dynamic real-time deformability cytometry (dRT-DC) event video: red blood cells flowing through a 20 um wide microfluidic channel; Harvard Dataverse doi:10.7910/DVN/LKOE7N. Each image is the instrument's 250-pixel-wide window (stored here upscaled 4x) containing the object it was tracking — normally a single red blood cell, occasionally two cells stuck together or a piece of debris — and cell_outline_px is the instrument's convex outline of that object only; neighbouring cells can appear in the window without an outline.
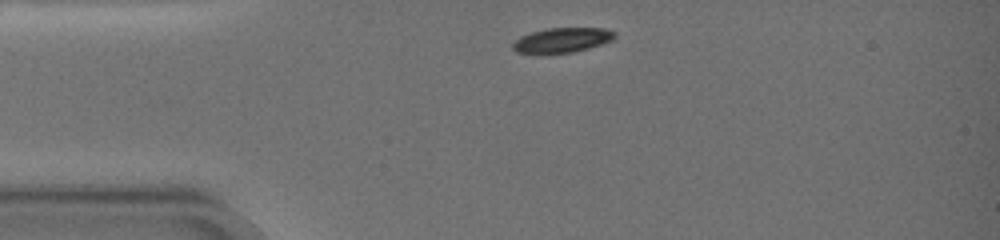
{"species": "common noctule bat (a hibernating species)", "species_latin": "Nyctalus noctula", "temperature_condition": "warm", "stored_images_in_passage": 68, "camera_frame_rate_fps": 3000, "um_per_image_px": 0.085, "animal": {"sex": "female", "body_mass_g": 19.0, "forearm_length_mm": 51.5}, "frame": {"image": 1, "passage_image": 1, "time_ms": 0.0, "image_size_px": [1000, 240], "cell_outline_px": [[616, 36], [612, 40], [604, 44], [572, 52], [536, 56], [516, 52], [512, 48], [512, 44], [520, 36], [532, 32], [548, 28], [604, 28], [616, 32]], "centroid_in_image_um": [47.73, 3.45], "position_along_channel_um": 37.3, "area_um2": 15.26}}
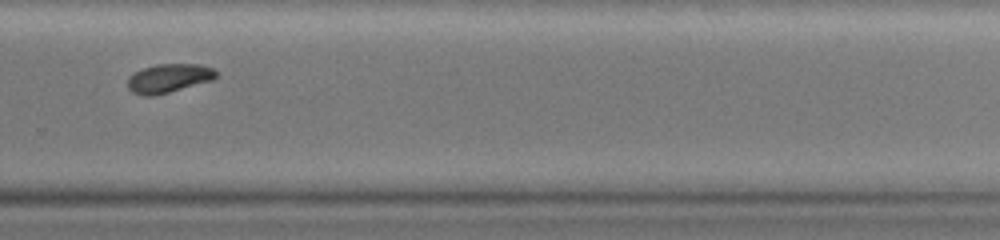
{"frame": {"image": 2, "passage_image": 53, "time_ms": 9.0, "image_size_px": [1000, 240], "cell_outline_px": [[220, 72], [212, 80], [156, 96], [144, 96], [132, 92], [128, 88], [128, 76], [132, 72], [140, 68], [156, 64], [200, 64], [212, 68]], "centroid_in_image_um": [14.31, 6.64], "position_along_channel_um": 315.5, "area_um2": 15.14}}
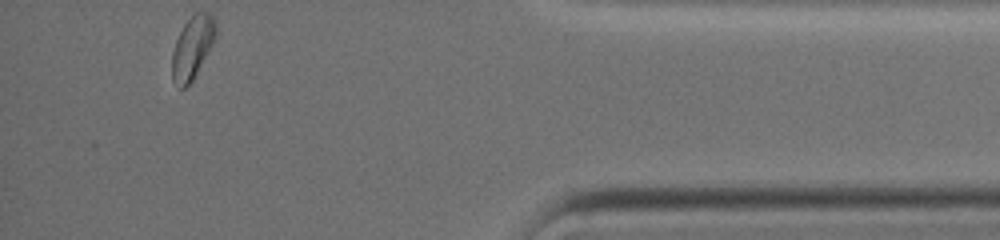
{"frame": {"image": 3, "passage_image": 68, "time_ms": 13.0, "image_size_px": [1000, 240], "cell_outline_px": [[216, 36], [212, 44], [192, 80], [184, 88], [180, 88], [172, 80], [172, 52], [176, 40], [184, 24], [196, 12], [208, 12], [216, 20]], "centroid_in_image_um": [16.35, 4.01], "position_along_channel_um": 418.8, "area_um2": 15.66}, "authors_computed_cell_mechanics": {"area_um2": 15.8372, "velocity_mm_per_s": 3.4411, "shape_relaxation_time_tau1_ms": 7.8475, "shape_relaxation_time_tau2_ms": null, "deformation_change_tau1": 0.1769, "deformation_change_tau2": null}}